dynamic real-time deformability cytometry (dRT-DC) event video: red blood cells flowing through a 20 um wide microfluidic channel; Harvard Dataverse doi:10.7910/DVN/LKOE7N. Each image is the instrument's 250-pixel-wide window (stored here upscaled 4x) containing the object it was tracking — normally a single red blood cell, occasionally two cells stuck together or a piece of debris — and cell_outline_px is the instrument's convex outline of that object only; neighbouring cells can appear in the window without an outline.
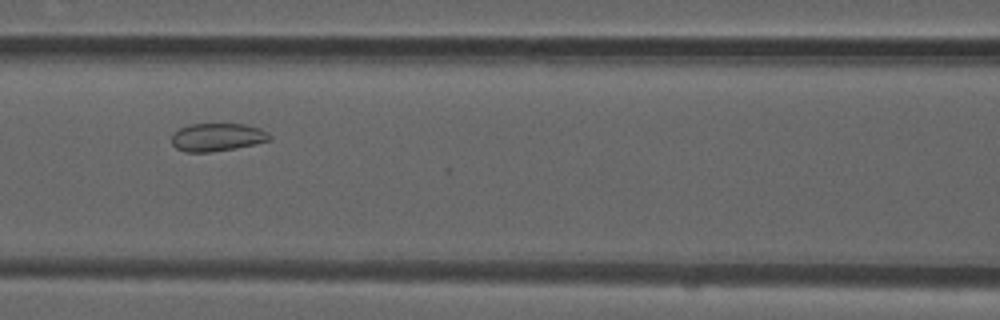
{"species": "common noctule bat (a hibernating species)", "species_latin": "Nyctalus noctula", "temperature_condition": "room temperature", "stored_images_in_passage": 33, "camera_frame_rate_fps": 3000, "um_per_image_px": 0.085, "animal": {"sex": "male", "forearm_length_mm": 52.5}, "frame": {"image": 1, "passage_image": 8, "time_ms": 2.333, "image_size_px": [1000, 320], "cell_outline_px": [[272, 140], [212, 152], [184, 152], [176, 148], [172, 144], [172, 136], [180, 128], [188, 124], [244, 124], [260, 128], [268, 132], [272, 136]], "centroid_in_image_um": [18.47, 11.65], "position_along_channel_um": 148.1, "area_um2": 15.9}}
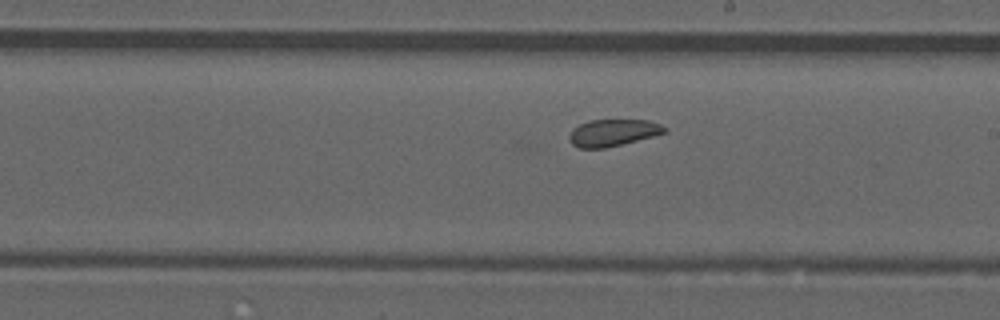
{"frame": {"image": 2, "passage_image": 15, "time_ms": 4.667, "image_size_px": [1000, 320], "cell_outline_px": [[668, 132], [604, 148], [580, 148], [572, 144], [568, 140], [568, 136], [572, 128], [588, 120], [648, 120], [660, 124], [668, 128]], "centroid_in_image_um": [52.07, 11.27], "position_along_channel_um": 236.9, "area_um2": 14.91}}
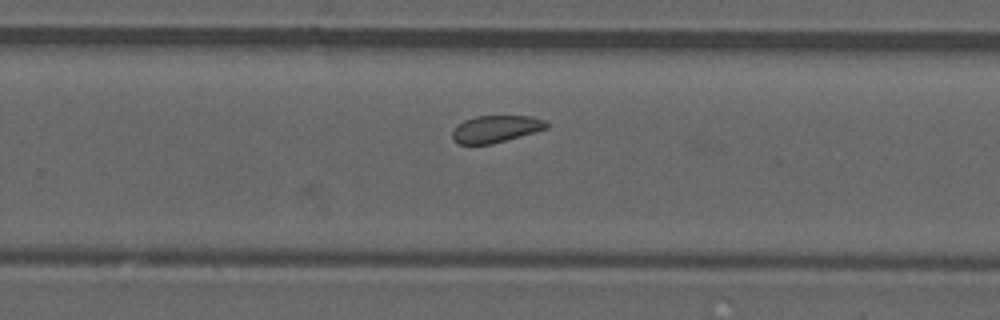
{"frame": {"image": 3, "passage_image": 19, "time_ms": 6.0, "image_size_px": [1000, 320], "cell_outline_px": [[548, 128], [492, 144], [456, 144], [452, 140], [452, 132], [456, 124], [464, 120], [476, 116], [532, 116], [544, 120], [548, 124]], "centroid_in_image_um": [42.09, 10.96], "position_along_channel_um": 287.7, "area_um2": 14.91}, "authors_computed_cell_mechanics": {"area_um2": 15.5482, "velocity_mm_per_s": 3.8185, "shape_relaxation_time_tau1_ms": null, "shape_relaxation_time_tau2_ms": 2.9834, "deformation_change_tau1": null, "deformation_change_tau2": 0.0738}}